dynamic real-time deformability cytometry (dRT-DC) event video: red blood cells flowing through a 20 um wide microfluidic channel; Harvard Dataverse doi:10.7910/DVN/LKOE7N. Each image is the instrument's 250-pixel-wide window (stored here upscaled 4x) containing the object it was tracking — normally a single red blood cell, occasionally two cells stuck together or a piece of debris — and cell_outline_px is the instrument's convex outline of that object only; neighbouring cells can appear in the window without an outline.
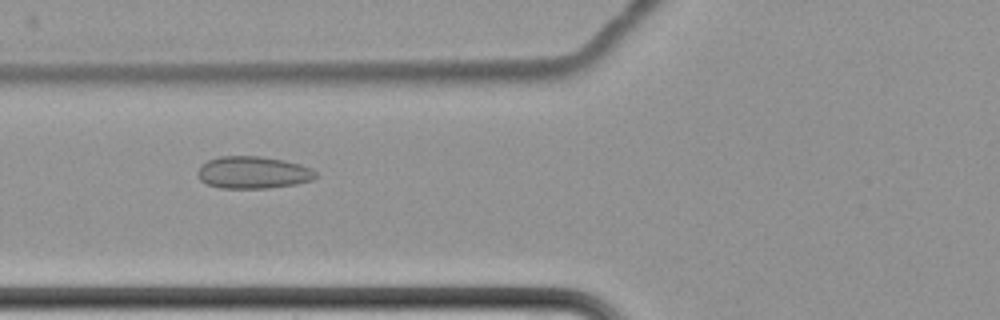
{"species": "common noctule bat (a hibernating species)", "species_latin": "Nyctalus noctula", "temperature_condition": "cold", "stored_images_in_passage": 8, "camera_frame_rate_fps": 3000, "um_per_image_px": 0.085, "animal": {"sex": "female", "body_mass_g": 22.7, "forearm_length_mm": 54.2}, "frame": {"image": 1, "passage_image": 7, "time_ms": 7.333, "image_size_px": [1000, 320], "cell_outline_px": [[320, 176], [312, 180], [296, 184], [268, 188], [220, 188], [208, 184], [200, 180], [196, 176], [196, 172], [200, 164], [208, 160], [220, 156], [260, 156], [284, 160], [300, 164], [312, 168]], "centroid_in_image_um": [21.51, 14.66], "position_along_channel_um": 104.3, "area_um2": 22.48}}
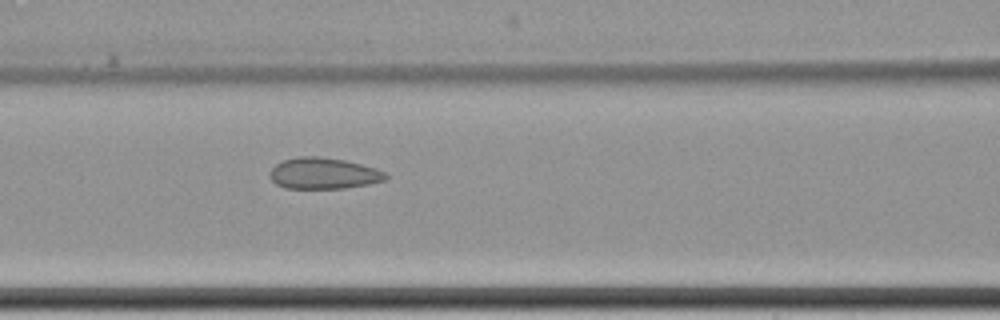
{"frame": {"image": 2, "passage_image": 8, "time_ms": 8.333, "image_size_px": [1000, 320], "cell_outline_px": [[388, 180], [368, 184], [344, 188], [284, 188], [276, 184], [268, 176], [268, 172], [276, 164], [284, 160], [300, 156], [320, 156], [344, 160], [376, 168], [388, 172]], "centroid_in_image_um": [27.51, 14.74], "position_along_channel_um": 139.1, "area_um2": 21.27}}